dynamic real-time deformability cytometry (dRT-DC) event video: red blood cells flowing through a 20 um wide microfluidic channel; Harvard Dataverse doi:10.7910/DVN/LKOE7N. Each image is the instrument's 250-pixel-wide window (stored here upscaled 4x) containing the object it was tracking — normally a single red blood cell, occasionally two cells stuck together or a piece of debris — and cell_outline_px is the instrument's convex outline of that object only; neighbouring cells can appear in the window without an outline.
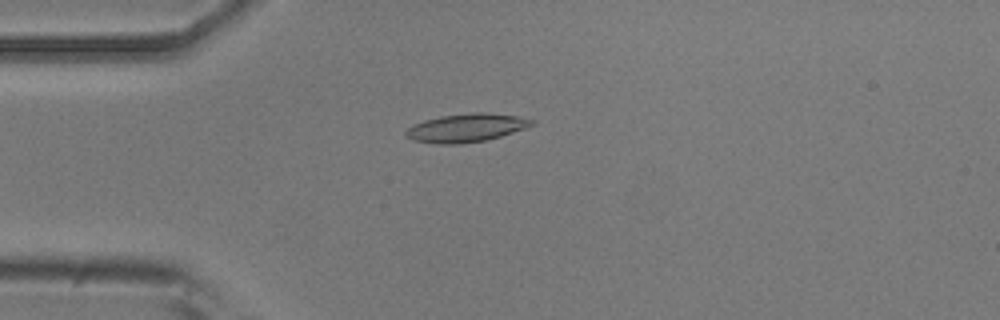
{"species": "common noctule bat (a hibernating species)", "species_latin": "Nyctalus noctula", "temperature_condition": "room temperature", "stored_images_in_passage": 21, "camera_frame_rate_fps": 3000, "um_per_image_px": 0.085, "animal": {"sex": "male", "body_mass_g": 20.5, "forearm_length_mm": 52.5}, "frame": {"image": 1, "passage_image": 13, "time_ms": 4.0, "image_size_px": [1000, 320], "cell_outline_px": [[536, 124], [500, 136], [484, 140], [460, 144], [436, 144], [412, 140], [404, 136], [404, 132], [412, 124], [424, 120], [440, 116], [472, 112], [484, 112], [516, 116], [536, 120]], "centroid_in_image_um": [39.58, 10.86], "position_along_channel_um": 45.4, "area_um2": 20.87}}
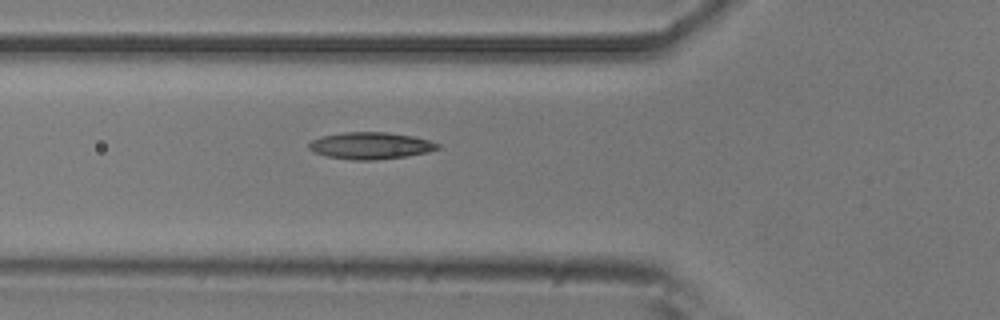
{"frame": {"image": 2, "passage_image": 18, "time_ms": 5.667, "image_size_px": [1000, 320], "cell_outline_px": [[440, 148], [428, 152], [408, 156], [376, 160], [352, 160], [328, 156], [316, 152], [308, 148], [308, 144], [312, 140], [320, 136], [344, 132], [388, 132], [412, 136], [428, 140], [440, 144]], "centroid_in_image_um": [31.51, 12.38], "position_along_channel_um": 94.3, "area_um2": 20.17}}
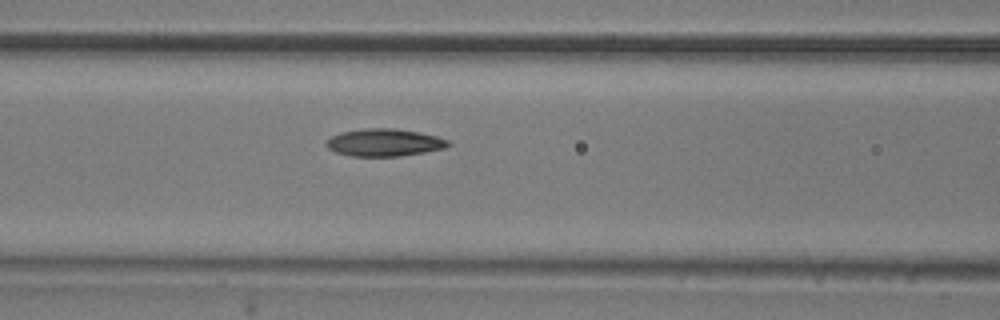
{"frame": {"image": 3, "passage_image": 21, "time_ms": 6.667, "image_size_px": [1000, 320], "cell_outline_px": [[452, 144], [444, 148], [424, 152], [400, 156], [352, 156], [336, 152], [328, 148], [324, 144], [332, 136], [340, 132], [364, 128], [396, 128], [420, 132], [436, 136], [448, 140]], "centroid_in_image_um": [32.67, 12.1], "position_along_channel_um": 133.9, "area_um2": 19.54}}